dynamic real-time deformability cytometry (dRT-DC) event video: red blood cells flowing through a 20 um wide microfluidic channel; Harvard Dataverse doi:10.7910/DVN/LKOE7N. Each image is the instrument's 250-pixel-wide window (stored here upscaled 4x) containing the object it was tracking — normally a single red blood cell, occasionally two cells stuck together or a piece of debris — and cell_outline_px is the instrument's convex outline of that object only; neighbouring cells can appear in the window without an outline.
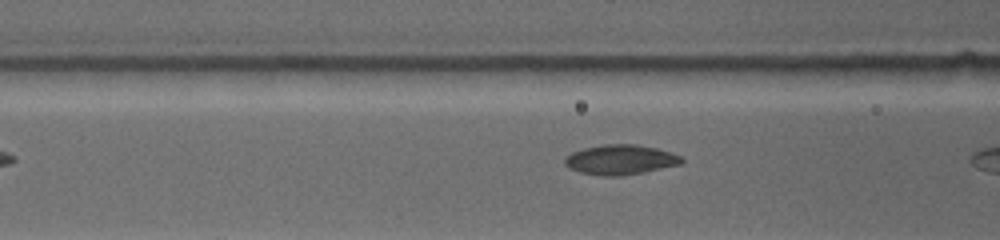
{"species": "common noctule bat (a hibernating species)", "species_latin": "Nyctalus noctula", "temperature_condition": "warm", "stored_images_in_passage": 6, "segment_of_instrument_passage": [2, 2], "camera_frame_rate_fps": 4500, "um_per_image_px": 0.085, "animal": {"sex": "female", "body_mass_g": 19.0, "forearm_length_mm": 53.3}, "frame": {"image": 1, "passage_image": 6, "time_ms": 4.667, "image_size_px": [1000, 240], "cell_outline_px": [[684, 160], [680, 164], [644, 172], [620, 176], [604, 176], [580, 172], [568, 168], [564, 164], [564, 160], [572, 152], [584, 148], [604, 144], [636, 144], [656, 148], [680, 156]], "centroid_in_image_um": [52.71, 13.57], "position_along_channel_um": 113.9, "area_um2": 20.17}}